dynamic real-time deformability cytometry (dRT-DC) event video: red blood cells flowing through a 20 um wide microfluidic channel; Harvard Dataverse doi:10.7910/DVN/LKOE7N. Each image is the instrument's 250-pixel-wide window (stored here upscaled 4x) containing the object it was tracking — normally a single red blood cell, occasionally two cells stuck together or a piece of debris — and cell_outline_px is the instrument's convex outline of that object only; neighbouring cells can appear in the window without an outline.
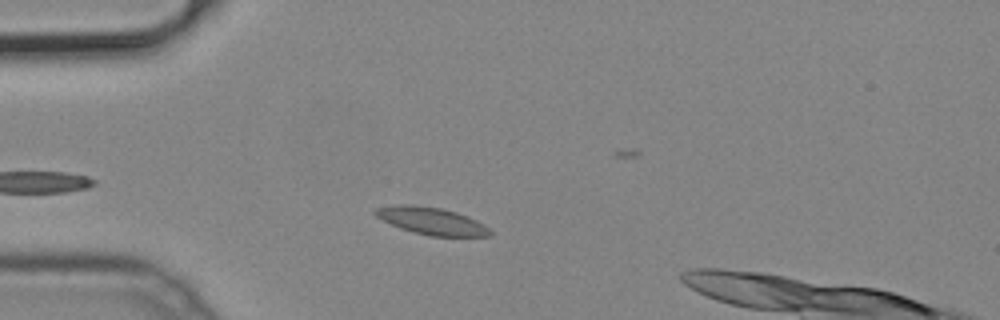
{"species": "common noctule bat (a hibernating species)", "species_latin": "Nyctalus noctula", "temperature_condition": "cold", "stored_images_in_passage": 42, "camera_frame_rate_fps": 3000, "um_per_image_px": 0.085, "animal": {"sex": "male", "body_mass_g": 19.2, "forearm_length_mm": 51.8}, "frame": {"image": 1, "passage_image": 7, "time_ms": 2.0, "image_size_px": [1000, 320], "cell_outline_px": [[492, 232], [488, 236], [428, 236], [412, 232], [400, 228], [376, 216], [372, 212], [376, 208], [400, 204], [412, 204], [440, 208], [456, 212], [476, 220], [484, 224]], "centroid_in_image_um": [36.67, 18.78], "position_along_channel_um": 48.3, "area_um2": 18.09}}
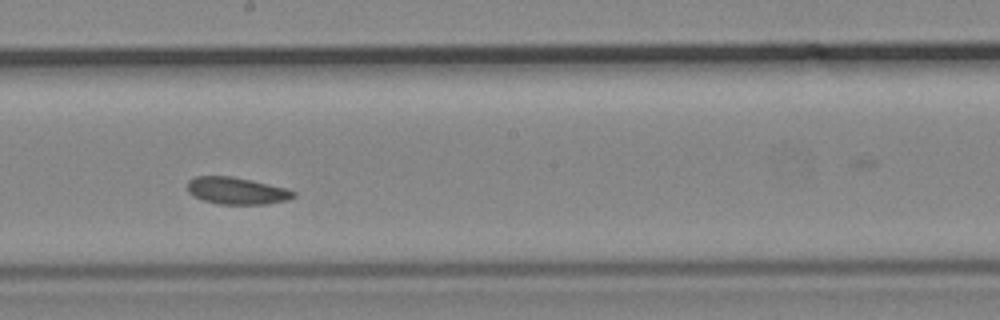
{"frame": {"image": 2, "passage_image": 22, "time_ms": 7.0, "image_size_px": [1000, 320], "cell_outline_px": [[296, 196], [288, 200], [264, 204], [220, 204], [204, 200], [192, 196], [188, 192], [188, 180], [196, 176], [232, 176], [288, 188], [296, 192]], "centroid_in_image_um": [20.13, 16.21], "position_along_channel_um": 228.1, "area_um2": 16.76}}
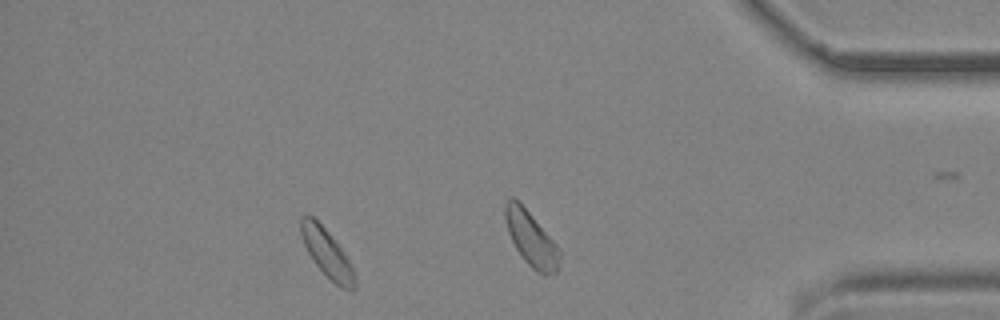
{"frame": {"image": 3, "passage_image": 36, "time_ms": 11.667, "image_size_px": [1000, 320], "cell_outline_px": [[356, 288], [352, 292], [340, 288], [312, 260], [304, 244], [300, 232], [300, 216], [308, 212], [332, 236], [344, 252], [352, 264], [356, 276]], "centroid_in_image_um": [27.82, 21.52], "position_along_channel_um": 407.4, "area_um2": 15.32}}